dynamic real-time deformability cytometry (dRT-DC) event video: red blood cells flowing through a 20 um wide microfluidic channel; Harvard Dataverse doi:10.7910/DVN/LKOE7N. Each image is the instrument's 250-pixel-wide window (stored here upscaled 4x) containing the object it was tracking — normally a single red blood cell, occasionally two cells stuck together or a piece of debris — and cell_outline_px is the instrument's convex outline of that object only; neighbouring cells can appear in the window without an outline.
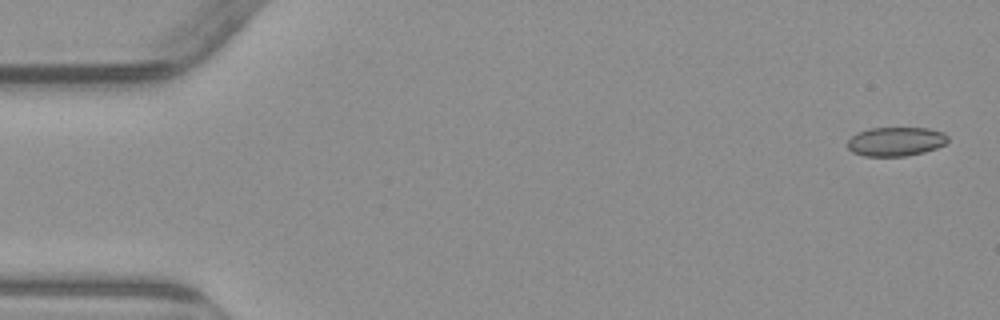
{"species": "common noctule bat (a hibernating species)", "species_latin": "Nyctalus noctula", "temperature_condition": "warm", "stored_images_in_passage": 6, "segment_of_instrument_passage": [1, 2], "camera_frame_rate_fps": 3000, "um_per_image_px": 0.085, "animal": {"sex": "male", "body_mass_g": 23.1, "forearm_length_mm": 52.7}, "frame": {"image": 1, "passage_image": 1, "time_ms": 0.0, "image_size_px": [1000, 320], "cell_outline_px": [[948, 140], [944, 144], [936, 148], [924, 152], [904, 156], [864, 156], [852, 152], [848, 148], [848, 140], [856, 132], [868, 128], [928, 128], [944, 132], [948, 136]], "centroid_in_image_um": [76.13, 12.02], "position_along_channel_um": 8.9, "area_um2": 17.05}}
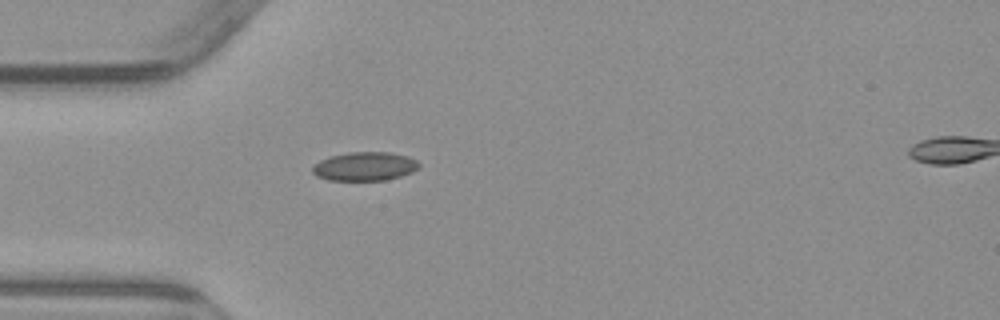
{"frame": {"image": 2, "passage_image": 5, "time_ms": 4.667, "image_size_px": [1000, 320], "cell_outline_px": [[420, 164], [412, 172], [400, 176], [384, 180], [328, 180], [316, 176], [312, 172], [312, 168], [320, 160], [332, 156], [348, 152], [388, 152], [408, 156], [416, 160]], "centroid_in_image_um": [30.99, 14.14], "position_along_channel_um": 54.0, "area_um2": 17.69}}